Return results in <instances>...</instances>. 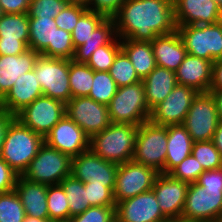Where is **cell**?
Wrapping results in <instances>:
<instances>
[{
  "mask_svg": "<svg viewBox=\"0 0 222 222\" xmlns=\"http://www.w3.org/2000/svg\"><path fill=\"white\" fill-rule=\"evenodd\" d=\"M68 4H78L86 6L88 0H64Z\"/></svg>",
  "mask_w": 222,
  "mask_h": 222,
  "instance_id": "obj_56",
  "label": "cell"
},
{
  "mask_svg": "<svg viewBox=\"0 0 222 222\" xmlns=\"http://www.w3.org/2000/svg\"><path fill=\"white\" fill-rule=\"evenodd\" d=\"M121 48L129 57L136 74L141 80L156 68L151 42L121 39Z\"/></svg>",
  "mask_w": 222,
  "mask_h": 222,
  "instance_id": "obj_27",
  "label": "cell"
},
{
  "mask_svg": "<svg viewBox=\"0 0 222 222\" xmlns=\"http://www.w3.org/2000/svg\"><path fill=\"white\" fill-rule=\"evenodd\" d=\"M43 144V136L15 118L7 128L0 157L18 175H23Z\"/></svg>",
  "mask_w": 222,
  "mask_h": 222,
  "instance_id": "obj_2",
  "label": "cell"
},
{
  "mask_svg": "<svg viewBox=\"0 0 222 222\" xmlns=\"http://www.w3.org/2000/svg\"><path fill=\"white\" fill-rule=\"evenodd\" d=\"M24 207L15 190L0 193V222H23Z\"/></svg>",
  "mask_w": 222,
  "mask_h": 222,
  "instance_id": "obj_39",
  "label": "cell"
},
{
  "mask_svg": "<svg viewBox=\"0 0 222 222\" xmlns=\"http://www.w3.org/2000/svg\"><path fill=\"white\" fill-rule=\"evenodd\" d=\"M23 222H51V221L49 219H40L26 215Z\"/></svg>",
  "mask_w": 222,
  "mask_h": 222,
  "instance_id": "obj_55",
  "label": "cell"
},
{
  "mask_svg": "<svg viewBox=\"0 0 222 222\" xmlns=\"http://www.w3.org/2000/svg\"><path fill=\"white\" fill-rule=\"evenodd\" d=\"M115 216L118 222H171L162 213L153 190L118 202Z\"/></svg>",
  "mask_w": 222,
  "mask_h": 222,
  "instance_id": "obj_16",
  "label": "cell"
},
{
  "mask_svg": "<svg viewBox=\"0 0 222 222\" xmlns=\"http://www.w3.org/2000/svg\"><path fill=\"white\" fill-rule=\"evenodd\" d=\"M110 76L114 79L117 87L127 86L142 81L135 72V69L126 53L121 50L109 70Z\"/></svg>",
  "mask_w": 222,
  "mask_h": 222,
  "instance_id": "obj_36",
  "label": "cell"
},
{
  "mask_svg": "<svg viewBox=\"0 0 222 222\" xmlns=\"http://www.w3.org/2000/svg\"><path fill=\"white\" fill-rule=\"evenodd\" d=\"M213 62L187 54L175 71L177 84L195 89L199 93L210 91Z\"/></svg>",
  "mask_w": 222,
  "mask_h": 222,
  "instance_id": "obj_21",
  "label": "cell"
},
{
  "mask_svg": "<svg viewBox=\"0 0 222 222\" xmlns=\"http://www.w3.org/2000/svg\"><path fill=\"white\" fill-rule=\"evenodd\" d=\"M3 11H2V8H1V5H0V18L3 16Z\"/></svg>",
  "mask_w": 222,
  "mask_h": 222,
  "instance_id": "obj_59",
  "label": "cell"
},
{
  "mask_svg": "<svg viewBox=\"0 0 222 222\" xmlns=\"http://www.w3.org/2000/svg\"><path fill=\"white\" fill-rule=\"evenodd\" d=\"M176 25L214 24L222 20V10L213 0H172Z\"/></svg>",
  "mask_w": 222,
  "mask_h": 222,
  "instance_id": "obj_19",
  "label": "cell"
},
{
  "mask_svg": "<svg viewBox=\"0 0 222 222\" xmlns=\"http://www.w3.org/2000/svg\"><path fill=\"white\" fill-rule=\"evenodd\" d=\"M116 206H91L80 215L70 218V222H114Z\"/></svg>",
  "mask_w": 222,
  "mask_h": 222,
  "instance_id": "obj_44",
  "label": "cell"
},
{
  "mask_svg": "<svg viewBox=\"0 0 222 222\" xmlns=\"http://www.w3.org/2000/svg\"><path fill=\"white\" fill-rule=\"evenodd\" d=\"M176 26L187 54L212 62L222 59V20L214 24Z\"/></svg>",
  "mask_w": 222,
  "mask_h": 222,
  "instance_id": "obj_6",
  "label": "cell"
},
{
  "mask_svg": "<svg viewBox=\"0 0 222 222\" xmlns=\"http://www.w3.org/2000/svg\"><path fill=\"white\" fill-rule=\"evenodd\" d=\"M106 18L104 14L87 10L78 20L71 35L75 49L85 43L97 26Z\"/></svg>",
  "mask_w": 222,
  "mask_h": 222,
  "instance_id": "obj_37",
  "label": "cell"
},
{
  "mask_svg": "<svg viewBox=\"0 0 222 222\" xmlns=\"http://www.w3.org/2000/svg\"><path fill=\"white\" fill-rule=\"evenodd\" d=\"M116 36L113 17H106L92 32L88 40L75 49L72 60L87 63L93 52L101 46L107 45Z\"/></svg>",
  "mask_w": 222,
  "mask_h": 222,
  "instance_id": "obj_28",
  "label": "cell"
},
{
  "mask_svg": "<svg viewBox=\"0 0 222 222\" xmlns=\"http://www.w3.org/2000/svg\"><path fill=\"white\" fill-rule=\"evenodd\" d=\"M75 47L72 42V35L65 30H55L54 46H48L40 55L45 57L73 59Z\"/></svg>",
  "mask_w": 222,
  "mask_h": 222,
  "instance_id": "obj_40",
  "label": "cell"
},
{
  "mask_svg": "<svg viewBox=\"0 0 222 222\" xmlns=\"http://www.w3.org/2000/svg\"><path fill=\"white\" fill-rule=\"evenodd\" d=\"M209 92H211V94L215 98L217 111H218V117L219 119H222V89H210Z\"/></svg>",
  "mask_w": 222,
  "mask_h": 222,
  "instance_id": "obj_54",
  "label": "cell"
},
{
  "mask_svg": "<svg viewBox=\"0 0 222 222\" xmlns=\"http://www.w3.org/2000/svg\"><path fill=\"white\" fill-rule=\"evenodd\" d=\"M15 119V115L9 114L0 108V153L5 139V134L10 123Z\"/></svg>",
  "mask_w": 222,
  "mask_h": 222,
  "instance_id": "obj_51",
  "label": "cell"
},
{
  "mask_svg": "<svg viewBox=\"0 0 222 222\" xmlns=\"http://www.w3.org/2000/svg\"><path fill=\"white\" fill-rule=\"evenodd\" d=\"M210 89H222V59L213 62L212 83Z\"/></svg>",
  "mask_w": 222,
  "mask_h": 222,
  "instance_id": "obj_52",
  "label": "cell"
},
{
  "mask_svg": "<svg viewBox=\"0 0 222 222\" xmlns=\"http://www.w3.org/2000/svg\"><path fill=\"white\" fill-rule=\"evenodd\" d=\"M71 166L72 158L69 155L51 148L44 142L22 176L45 185L60 184L64 178L71 175Z\"/></svg>",
  "mask_w": 222,
  "mask_h": 222,
  "instance_id": "obj_7",
  "label": "cell"
},
{
  "mask_svg": "<svg viewBox=\"0 0 222 222\" xmlns=\"http://www.w3.org/2000/svg\"><path fill=\"white\" fill-rule=\"evenodd\" d=\"M189 184L159 173L155 179L154 191L162 213L171 221H181Z\"/></svg>",
  "mask_w": 222,
  "mask_h": 222,
  "instance_id": "obj_18",
  "label": "cell"
},
{
  "mask_svg": "<svg viewBox=\"0 0 222 222\" xmlns=\"http://www.w3.org/2000/svg\"><path fill=\"white\" fill-rule=\"evenodd\" d=\"M47 208L51 222L70 220V210L67 196L61 184L48 185Z\"/></svg>",
  "mask_w": 222,
  "mask_h": 222,
  "instance_id": "obj_33",
  "label": "cell"
},
{
  "mask_svg": "<svg viewBox=\"0 0 222 222\" xmlns=\"http://www.w3.org/2000/svg\"><path fill=\"white\" fill-rule=\"evenodd\" d=\"M94 70L86 63L69 59V84L72 98L88 96L92 87Z\"/></svg>",
  "mask_w": 222,
  "mask_h": 222,
  "instance_id": "obj_32",
  "label": "cell"
},
{
  "mask_svg": "<svg viewBox=\"0 0 222 222\" xmlns=\"http://www.w3.org/2000/svg\"><path fill=\"white\" fill-rule=\"evenodd\" d=\"M217 5L218 7L222 10V0H213Z\"/></svg>",
  "mask_w": 222,
  "mask_h": 222,
  "instance_id": "obj_57",
  "label": "cell"
},
{
  "mask_svg": "<svg viewBox=\"0 0 222 222\" xmlns=\"http://www.w3.org/2000/svg\"><path fill=\"white\" fill-rule=\"evenodd\" d=\"M215 222H222V212L220 215L216 218Z\"/></svg>",
  "mask_w": 222,
  "mask_h": 222,
  "instance_id": "obj_58",
  "label": "cell"
},
{
  "mask_svg": "<svg viewBox=\"0 0 222 222\" xmlns=\"http://www.w3.org/2000/svg\"><path fill=\"white\" fill-rule=\"evenodd\" d=\"M198 93L191 87L177 84L169 95L151 110L149 121L160 126L182 124Z\"/></svg>",
  "mask_w": 222,
  "mask_h": 222,
  "instance_id": "obj_14",
  "label": "cell"
},
{
  "mask_svg": "<svg viewBox=\"0 0 222 222\" xmlns=\"http://www.w3.org/2000/svg\"><path fill=\"white\" fill-rule=\"evenodd\" d=\"M121 50V39L116 35L107 45L96 49L86 64L94 71H109Z\"/></svg>",
  "mask_w": 222,
  "mask_h": 222,
  "instance_id": "obj_35",
  "label": "cell"
},
{
  "mask_svg": "<svg viewBox=\"0 0 222 222\" xmlns=\"http://www.w3.org/2000/svg\"><path fill=\"white\" fill-rule=\"evenodd\" d=\"M90 206H116L113 191L106 186L84 183Z\"/></svg>",
  "mask_w": 222,
  "mask_h": 222,
  "instance_id": "obj_45",
  "label": "cell"
},
{
  "mask_svg": "<svg viewBox=\"0 0 222 222\" xmlns=\"http://www.w3.org/2000/svg\"><path fill=\"white\" fill-rule=\"evenodd\" d=\"M204 172L201 164L191 154L187 156L180 164L174 167L168 174L177 180L188 184L196 183L200 175Z\"/></svg>",
  "mask_w": 222,
  "mask_h": 222,
  "instance_id": "obj_41",
  "label": "cell"
},
{
  "mask_svg": "<svg viewBox=\"0 0 222 222\" xmlns=\"http://www.w3.org/2000/svg\"><path fill=\"white\" fill-rule=\"evenodd\" d=\"M31 0H0L3 13H28Z\"/></svg>",
  "mask_w": 222,
  "mask_h": 222,
  "instance_id": "obj_49",
  "label": "cell"
},
{
  "mask_svg": "<svg viewBox=\"0 0 222 222\" xmlns=\"http://www.w3.org/2000/svg\"><path fill=\"white\" fill-rule=\"evenodd\" d=\"M19 175L0 157V193L14 190Z\"/></svg>",
  "mask_w": 222,
  "mask_h": 222,
  "instance_id": "obj_48",
  "label": "cell"
},
{
  "mask_svg": "<svg viewBox=\"0 0 222 222\" xmlns=\"http://www.w3.org/2000/svg\"><path fill=\"white\" fill-rule=\"evenodd\" d=\"M39 53L28 49L20 55H0V100L22 74L34 69Z\"/></svg>",
  "mask_w": 222,
  "mask_h": 222,
  "instance_id": "obj_23",
  "label": "cell"
},
{
  "mask_svg": "<svg viewBox=\"0 0 222 222\" xmlns=\"http://www.w3.org/2000/svg\"><path fill=\"white\" fill-rule=\"evenodd\" d=\"M167 140V126L156 125L150 121L141 123L132 160L165 174Z\"/></svg>",
  "mask_w": 222,
  "mask_h": 222,
  "instance_id": "obj_5",
  "label": "cell"
},
{
  "mask_svg": "<svg viewBox=\"0 0 222 222\" xmlns=\"http://www.w3.org/2000/svg\"><path fill=\"white\" fill-rule=\"evenodd\" d=\"M14 190L18 194L27 216L49 219L47 208L48 185L30 181L19 175Z\"/></svg>",
  "mask_w": 222,
  "mask_h": 222,
  "instance_id": "obj_22",
  "label": "cell"
},
{
  "mask_svg": "<svg viewBox=\"0 0 222 222\" xmlns=\"http://www.w3.org/2000/svg\"><path fill=\"white\" fill-rule=\"evenodd\" d=\"M44 142L71 158L90 149V138L67 115L54 125Z\"/></svg>",
  "mask_w": 222,
  "mask_h": 222,
  "instance_id": "obj_17",
  "label": "cell"
},
{
  "mask_svg": "<svg viewBox=\"0 0 222 222\" xmlns=\"http://www.w3.org/2000/svg\"><path fill=\"white\" fill-rule=\"evenodd\" d=\"M28 49L23 41L0 40V55H20Z\"/></svg>",
  "mask_w": 222,
  "mask_h": 222,
  "instance_id": "obj_50",
  "label": "cell"
},
{
  "mask_svg": "<svg viewBox=\"0 0 222 222\" xmlns=\"http://www.w3.org/2000/svg\"><path fill=\"white\" fill-rule=\"evenodd\" d=\"M126 0H88L86 7L90 11L113 17Z\"/></svg>",
  "mask_w": 222,
  "mask_h": 222,
  "instance_id": "obj_47",
  "label": "cell"
},
{
  "mask_svg": "<svg viewBox=\"0 0 222 222\" xmlns=\"http://www.w3.org/2000/svg\"><path fill=\"white\" fill-rule=\"evenodd\" d=\"M215 145V148L220 152L222 156V119H219L217 129L211 140Z\"/></svg>",
  "mask_w": 222,
  "mask_h": 222,
  "instance_id": "obj_53",
  "label": "cell"
},
{
  "mask_svg": "<svg viewBox=\"0 0 222 222\" xmlns=\"http://www.w3.org/2000/svg\"><path fill=\"white\" fill-rule=\"evenodd\" d=\"M142 81L150 110L161 103L177 85L175 72L160 66H156Z\"/></svg>",
  "mask_w": 222,
  "mask_h": 222,
  "instance_id": "obj_25",
  "label": "cell"
},
{
  "mask_svg": "<svg viewBox=\"0 0 222 222\" xmlns=\"http://www.w3.org/2000/svg\"><path fill=\"white\" fill-rule=\"evenodd\" d=\"M107 106L111 123L139 126L150 118L151 110L146 102L143 81L118 87Z\"/></svg>",
  "mask_w": 222,
  "mask_h": 222,
  "instance_id": "obj_4",
  "label": "cell"
},
{
  "mask_svg": "<svg viewBox=\"0 0 222 222\" xmlns=\"http://www.w3.org/2000/svg\"><path fill=\"white\" fill-rule=\"evenodd\" d=\"M221 212L222 195L208 194L199 184H189L181 222H215Z\"/></svg>",
  "mask_w": 222,
  "mask_h": 222,
  "instance_id": "obj_15",
  "label": "cell"
},
{
  "mask_svg": "<svg viewBox=\"0 0 222 222\" xmlns=\"http://www.w3.org/2000/svg\"><path fill=\"white\" fill-rule=\"evenodd\" d=\"M66 115L91 139L111 124L108 106L87 96L71 98L66 103Z\"/></svg>",
  "mask_w": 222,
  "mask_h": 222,
  "instance_id": "obj_12",
  "label": "cell"
},
{
  "mask_svg": "<svg viewBox=\"0 0 222 222\" xmlns=\"http://www.w3.org/2000/svg\"><path fill=\"white\" fill-rule=\"evenodd\" d=\"M113 19L120 39L152 42L177 30L172 0H126Z\"/></svg>",
  "mask_w": 222,
  "mask_h": 222,
  "instance_id": "obj_1",
  "label": "cell"
},
{
  "mask_svg": "<svg viewBox=\"0 0 222 222\" xmlns=\"http://www.w3.org/2000/svg\"><path fill=\"white\" fill-rule=\"evenodd\" d=\"M65 115V103L42 95L19 111L15 118L25 127L45 137Z\"/></svg>",
  "mask_w": 222,
  "mask_h": 222,
  "instance_id": "obj_10",
  "label": "cell"
},
{
  "mask_svg": "<svg viewBox=\"0 0 222 222\" xmlns=\"http://www.w3.org/2000/svg\"><path fill=\"white\" fill-rule=\"evenodd\" d=\"M191 154L201 164L204 171L222 168V156L212 141L193 142Z\"/></svg>",
  "mask_w": 222,
  "mask_h": 222,
  "instance_id": "obj_38",
  "label": "cell"
},
{
  "mask_svg": "<svg viewBox=\"0 0 222 222\" xmlns=\"http://www.w3.org/2000/svg\"><path fill=\"white\" fill-rule=\"evenodd\" d=\"M67 5L64 0H31L28 18H55Z\"/></svg>",
  "mask_w": 222,
  "mask_h": 222,
  "instance_id": "obj_42",
  "label": "cell"
},
{
  "mask_svg": "<svg viewBox=\"0 0 222 222\" xmlns=\"http://www.w3.org/2000/svg\"><path fill=\"white\" fill-rule=\"evenodd\" d=\"M60 184L67 196L70 218L80 215L91 207L88 201L87 190H85V185L82 181L73 175H69Z\"/></svg>",
  "mask_w": 222,
  "mask_h": 222,
  "instance_id": "obj_31",
  "label": "cell"
},
{
  "mask_svg": "<svg viewBox=\"0 0 222 222\" xmlns=\"http://www.w3.org/2000/svg\"><path fill=\"white\" fill-rule=\"evenodd\" d=\"M158 174L155 169L133 160L119 164L113 191L115 203L152 190Z\"/></svg>",
  "mask_w": 222,
  "mask_h": 222,
  "instance_id": "obj_11",
  "label": "cell"
},
{
  "mask_svg": "<svg viewBox=\"0 0 222 222\" xmlns=\"http://www.w3.org/2000/svg\"><path fill=\"white\" fill-rule=\"evenodd\" d=\"M118 164L105 161L91 149L72 158L71 175L83 183L109 187L114 191Z\"/></svg>",
  "mask_w": 222,
  "mask_h": 222,
  "instance_id": "obj_13",
  "label": "cell"
},
{
  "mask_svg": "<svg viewBox=\"0 0 222 222\" xmlns=\"http://www.w3.org/2000/svg\"><path fill=\"white\" fill-rule=\"evenodd\" d=\"M42 95V88L33 69L18 77L13 87L0 100V108L9 114L16 115Z\"/></svg>",
  "mask_w": 222,
  "mask_h": 222,
  "instance_id": "obj_20",
  "label": "cell"
},
{
  "mask_svg": "<svg viewBox=\"0 0 222 222\" xmlns=\"http://www.w3.org/2000/svg\"><path fill=\"white\" fill-rule=\"evenodd\" d=\"M219 122L217 105L211 92L198 93L182 125L193 142L211 141Z\"/></svg>",
  "mask_w": 222,
  "mask_h": 222,
  "instance_id": "obj_9",
  "label": "cell"
},
{
  "mask_svg": "<svg viewBox=\"0 0 222 222\" xmlns=\"http://www.w3.org/2000/svg\"><path fill=\"white\" fill-rule=\"evenodd\" d=\"M0 40L23 41L28 46V13H4L0 18Z\"/></svg>",
  "mask_w": 222,
  "mask_h": 222,
  "instance_id": "obj_30",
  "label": "cell"
},
{
  "mask_svg": "<svg viewBox=\"0 0 222 222\" xmlns=\"http://www.w3.org/2000/svg\"><path fill=\"white\" fill-rule=\"evenodd\" d=\"M117 88L109 71H94L92 87L87 97L98 103L108 105L116 94Z\"/></svg>",
  "mask_w": 222,
  "mask_h": 222,
  "instance_id": "obj_34",
  "label": "cell"
},
{
  "mask_svg": "<svg viewBox=\"0 0 222 222\" xmlns=\"http://www.w3.org/2000/svg\"><path fill=\"white\" fill-rule=\"evenodd\" d=\"M167 154L165 174L191 155L193 140L182 124L167 126Z\"/></svg>",
  "mask_w": 222,
  "mask_h": 222,
  "instance_id": "obj_26",
  "label": "cell"
},
{
  "mask_svg": "<svg viewBox=\"0 0 222 222\" xmlns=\"http://www.w3.org/2000/svg\"><path fill=\"white\" fill-rule=\"evenodd\" d=\"M138 128L134 124L111 123L90 139V149L103 160L118 165L131 161Z\"/></svg>",
  "mask_w": 222,
  "mask_h": 222,
  "instance_id": "obj_3",
  "label": "cell"
},
{
  "mask_svg": "<svg viewBox=\"0 0 222 222\" xmlns=\"http://www.w3.org/2000/svg\"><path fill=\"white\" fill-rule=\"evenodd\" d=\"M151 45L156 65L174 72L187 55L185 45L177 30L155 37Z\"/></svg>",
  "mask_w": 222,
  "mask_h": 222,
  "instance_id": "obj_24",
  "label": "cell"
},
{
  "mask_svg": "<svg viewBox=\"0 0 222 222\" xmlns=\"http://www.w3.org/2000/svg\"><path fill=\"white\" fill-rule=\"evenodd\" d=\"M57 28L54 18H29L28 48L41 54L48 46H54Z\"/></svg>",
  "mask_w": 222,
  "mask_h": 222,
  "instance_id": "obj_29",
  "label": "cell"
},
{
  "mask_svg": "<svg viewBox=\"0 0 222 222\" xmlns=\"http://www.w3.org/2000/svg\"><path fill=\"white\" fill-rule=\"evenodd\" d=\"M87 7L78 4H68L59 14L54 18L56 26L66 32L72 33L79 18L87 11Z\"/></svg>",
  "mask_w": 222,
  "mask_h": 222,
  "instance_id": "obj_43",
  "label": "cell"
},
{
  "mask_svg": "<svg viewBox=\"0 0 222 222\" xmlns=\"http://www.w3.org/2000/svg\"><path fill=\"white\" fill-rule=\"evenodd\" d=\"M196 183L208 194L222 195V168L204 171Z\"/></svg>",
  "mask_w": 222,
  "mask_h": 222,
  "instance_id": "obj_46",
  "label": "cell"
},
{
  "mask_svg": "<svg viewBox=\"0 0 222 222\" xmlns=\"http://www.w3.org/2000/svg\"><path fill=\"white\" fill-rule=\"evenodd\" d=\"M34 71L43 95L67 103L71 98L69 59L39 55Z\"/></svg>",
  "mask_w": 222,
  "mask_h": 222,
  "instance_id": "obj_8",
  "label": "cell"
}]
</instances>
